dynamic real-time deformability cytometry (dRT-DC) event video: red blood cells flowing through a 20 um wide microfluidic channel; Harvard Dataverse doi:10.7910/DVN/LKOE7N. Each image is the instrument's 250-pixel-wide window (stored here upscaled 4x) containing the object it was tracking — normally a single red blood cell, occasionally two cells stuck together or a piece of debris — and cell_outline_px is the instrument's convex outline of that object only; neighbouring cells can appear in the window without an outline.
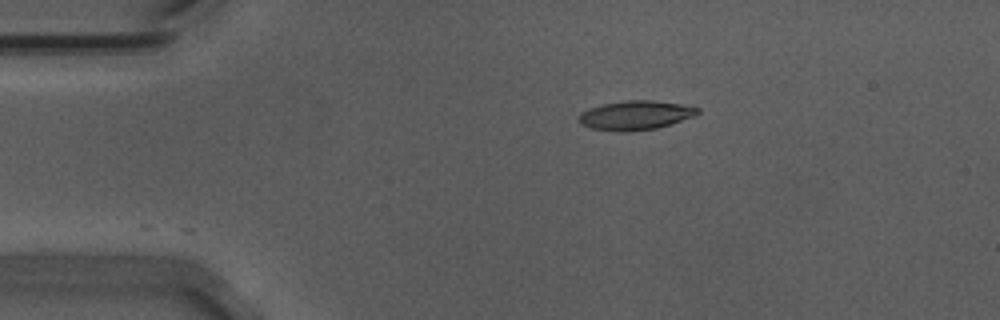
{"species": "Egyptian fruit bat (a non-hibernating species)", "species_latin": "Rousettus aegyptiacus", "temperature_condition": "warm", "stored_images_in_passage": 2, "camera_frame_rate_fps": 3000, "um_per_image_px": 0.085, "animal": {"sex": "male"}, "frame": {"image": 1, "passage_image": 1, "time_ms": 0.0, "image_size_px": [1000, 320], "cell_outline_px": [[700, 112], [696, 116], [656, 128], [628, 132], [592, 128], [580, 124], [576, 120], [580, 112], [588, 108], [604, 104], [628, 100], [652, 100], [680, 104], [700, 108]], "centroid_in_image_um": [54.0, 9.79], "position_along_channel_um": 31.0, "area_um2": 20.17}}